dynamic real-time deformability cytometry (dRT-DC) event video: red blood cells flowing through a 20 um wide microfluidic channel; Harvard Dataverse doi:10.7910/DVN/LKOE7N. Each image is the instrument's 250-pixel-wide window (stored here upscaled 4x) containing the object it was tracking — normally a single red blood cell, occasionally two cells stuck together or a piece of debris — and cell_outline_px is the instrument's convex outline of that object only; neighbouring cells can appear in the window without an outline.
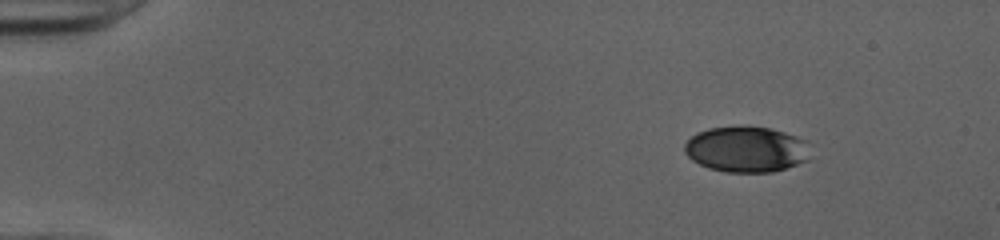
{"species": "human", "species_latin": "Homo sapiens", "temperature_condition": "cold", "stored_images_in_passage": 46, "camera_frame_rate_fps": 3000, "um_per_image_px": 0.085, "donor": {"sex": "female"}, "frame": {"image": 1, "passage_image": 1, "time_ms": 0.0, "image_size_px": [1000, 240], "cell_outline_px": [[808, 160], [772, 172], [724, 172], [708, 168], [692, 160], [684, 152], [684, 144], [696, 132], [708, 128], [740, 124], [748, 124], [768, 128], [784, 132], [808, 140]], "centroid_in_image_um": [63.41, 12.66], "position_along_channel_um": 21.6, "area_um2": 34.1}}
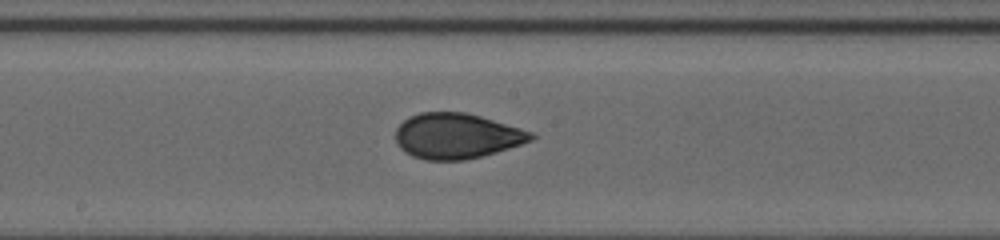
{"frame": {"image": 2, "passage_image": 23, "time_ms": 7.333, "image_size_px": [1000, 240], "cell_outline_px": [[536, 136], [532, 140], [496, 152], [464, 160], [424, 160], [412, 156], [404, 152], [396, 144], [396, 128], [408, 116], [420, 112], [464, 112], [480, 116], [520, 128], [532, 132]], "centroid_in_image_um": [38.77, 11.56], "position_along_channel_um": 209.4, "area_um2": 35.78}}
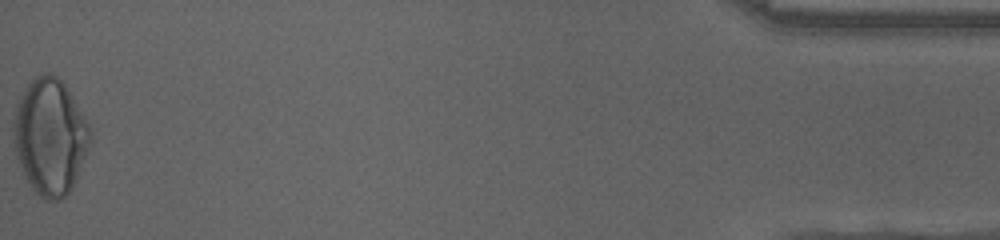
{"frame": {"image": 3, "passage_image": 46, "time_ms": 15.0, "image_size_px": [1000, 240], "cell_outline_px": [[92, 140], [72, 188], [60, 200], [44, 200], [32, 188], [24, 176], [16, 156], [12, 136], [12, 124], [16, 104], [24, 88], [36, 76], [44, 72], [48, 72], [56, 76], [64, 84], [72, 96], [92, 128]], "centroid_in_image_um": [4.24, 11.6], "position_along_channel_um": 431.0, "area_um2": 52.19}, "authors_computed_cell_mechanics": {"area_um2": 35.7204, "velocity_mm_per_s": 4.0301, "shape_relaxation_time_tau1_ms": 7.0287, "shape_relaxation_time_tau2_ms": 0.832, "deformation_change_tau1": 0.1825, "deformation_change_tau2": 0.0499}}